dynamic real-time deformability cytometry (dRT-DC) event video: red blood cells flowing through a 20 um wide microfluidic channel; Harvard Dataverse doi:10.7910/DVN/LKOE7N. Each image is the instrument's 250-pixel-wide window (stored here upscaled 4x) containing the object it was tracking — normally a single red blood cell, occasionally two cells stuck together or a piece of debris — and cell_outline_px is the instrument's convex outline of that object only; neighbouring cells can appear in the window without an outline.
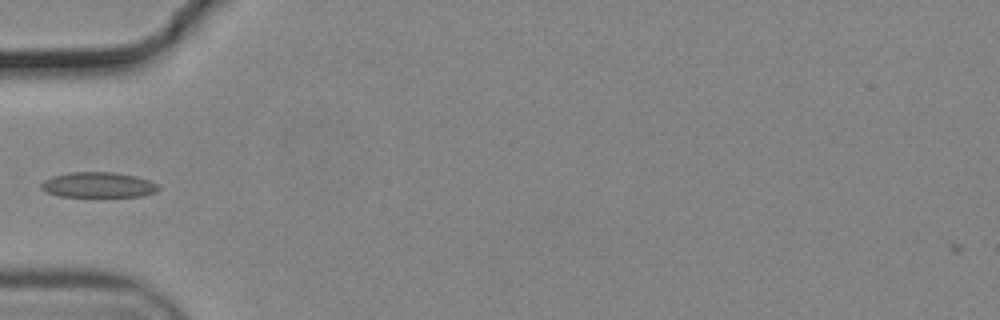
{"species": "common noctule bat (a hibernating species)", "species_latin": "Nyctalus noctula", "temperature_condition": "cold", "stored_images_in_passage": 37, "camera_frame_rate_fps": 3000, "um_per_image_px": 0.085, "animal": {"sex": "male", "body_mass_g": 19.2, "forearm_length_mm": 51.8}, "frame": {"image": 1, "passage_image": 1, "time_ms": 0.0, "image_size_px": [1000, 320], "cell_outline_px": [[160, 188], [156, 192], [140, 196], [60, 196], [48, 192], [40, 188], [40, 184], [44, 180], [52, 176], [68, 172], [112, 172], [132, 176], [148, 180], [156, 184]], "centroid_in_image_um": [8.31, 15.71], "position_along_channel_um": 76.7, "area_um2": 17.05}}
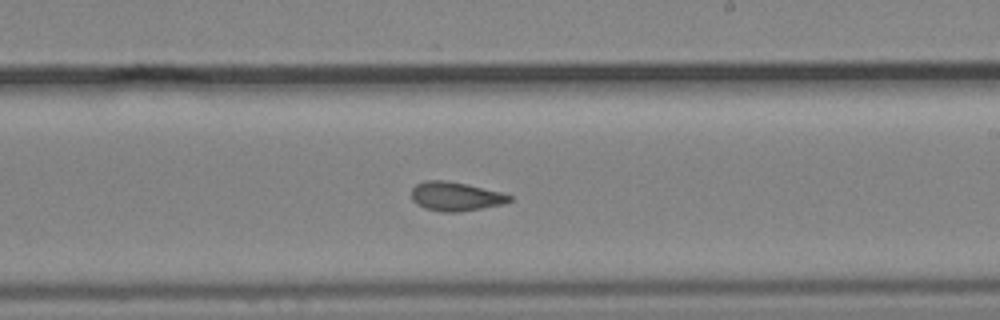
{"frame": {"image": 2, "passage_image": 15, "time_ms": 4.667, "image_size_px": [1000, 320], "cell_outline_px": [[512, 200], [504, 204], [460, 212], [444, 212], [424, 208], [416, 204], [412, 200], [412, 188], [416, 184], [424, 180], [444, 180], [464, 184], [500, 192], [512, 196]], "centroid_in_image_um": [38.7, 16.7], "position_along_channel_um": 250.3, "area_um2": 16.47}}
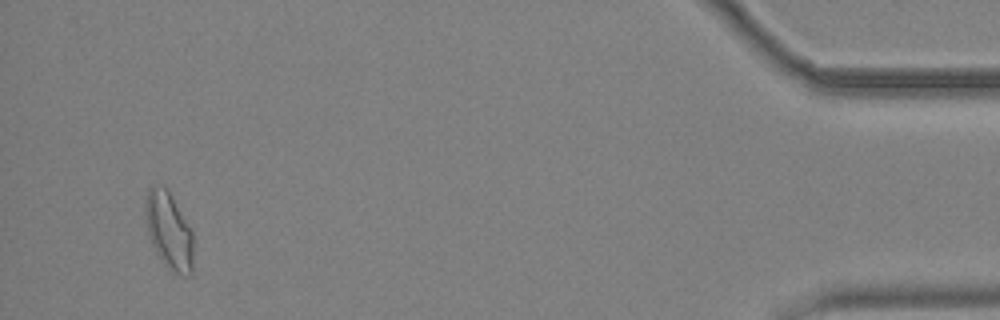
{"frame": {"image": 3, "passage_image": 35, "time_ms": 11.333, "image_size_px": [1000, 320], "cell_outline_px": [[192, 276], [188, 276], [176, 272], [168, 268], [164, 264], [156, 252], [148, 236], [144, 216], [144, 196], [148, 188], [152, 184], [168, 188], [192, 228]], "centroid_in_image_um": [14.33, 19.53], "position_along_channel_um": 420.9, "area_um2": 22.08}}